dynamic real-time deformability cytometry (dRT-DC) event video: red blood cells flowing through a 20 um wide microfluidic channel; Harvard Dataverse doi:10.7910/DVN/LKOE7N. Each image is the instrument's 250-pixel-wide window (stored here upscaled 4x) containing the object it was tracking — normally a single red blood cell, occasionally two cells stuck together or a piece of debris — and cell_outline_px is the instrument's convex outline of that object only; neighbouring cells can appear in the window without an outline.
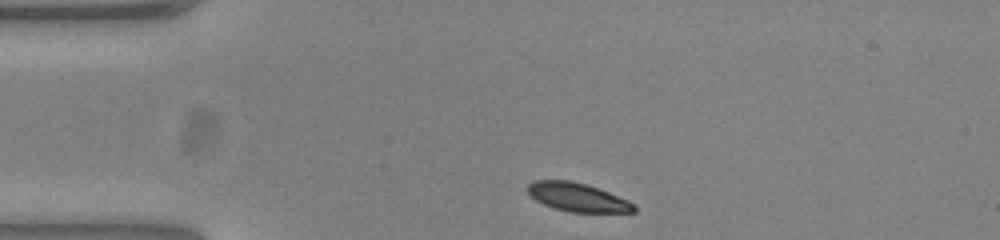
{"species": "common noctule bat (a hibernating species)", "species_latin": "Nyctalus noctula", "temperature_condition": "warm", "stored_images_in_passage": 34, "camera_frame_rate_fps": 3000, "um_per_image_px": 0.085, "animal": {"sex": "female", "body_mass_g": 23.0, "forearm_length_mm": 53.4}, "frame": {"image": 1, "passage_image": 1, "time_ms": 0.0, "image_size_px": [1000, 240], "cell_outline_px": [[636, 212], [572, 212], [552, 208], [536, 200], [528, 192], [528, 184], [536, 180], [568, 180], [588, 184], [628, 200], [636, 204]], "centroid_in_image_um": [49.12, 16.76], "position_along_channel_um": 35.9, "area_um2": 17.69}}
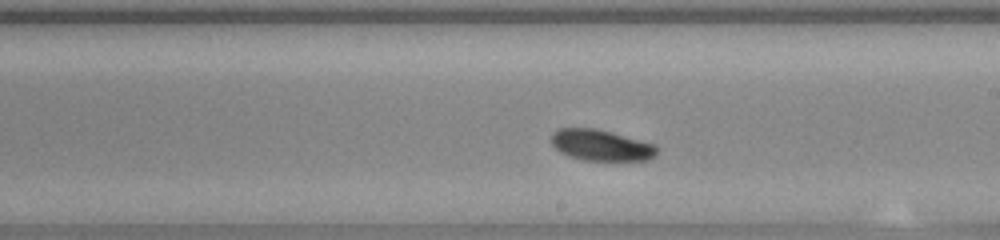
{"frame": {"image": 2, "passage_image": 20, "time_ms": 6.333, "image_size_px": [1000, 240], "cell_outline_px": [[656, 152], [648, 160], [584, 160], [568, 156], [560, 152], [552, 144], [552, 136], [560, 128], [596, 128], [612, 132], [656, 144]], "centroid_in_image_um": [51.09, 12.34], "position_along_channel_um": 237.9, "area_um2": 18.9}}
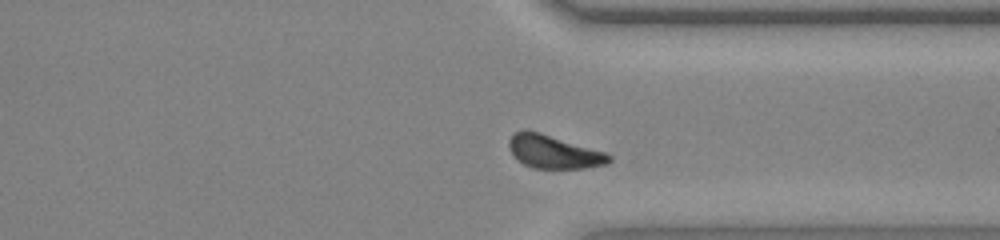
{"frame": {"image": 3, "passage_image": 30, "time_ms": 9.667, "image_size_px": [1000, 240], "cell_outline_px": [[612, 160], [608, 164], [584, 168], [532, 168], [524, 164], [512, 156], [508, 148], [508, 140], [512, 132], [524, 128], [540, 132], [604, 152], [612, 156]], "centroid_in_image_um": [46.99, 12.88], "position_along_channel_um": 364.4, "area_um2": 19.65}, "authors_computed_cell_mechanics": {"area_um2": 19.2763, "velocity_mm_per_s": 3.8023, "shape_relaxation_time_tau1_ms": 1.5972, "shape_relaxation_time_tau2_ms": null, "deformation_change_tau1": 0.1118, "deformation_change_tau2": null}}